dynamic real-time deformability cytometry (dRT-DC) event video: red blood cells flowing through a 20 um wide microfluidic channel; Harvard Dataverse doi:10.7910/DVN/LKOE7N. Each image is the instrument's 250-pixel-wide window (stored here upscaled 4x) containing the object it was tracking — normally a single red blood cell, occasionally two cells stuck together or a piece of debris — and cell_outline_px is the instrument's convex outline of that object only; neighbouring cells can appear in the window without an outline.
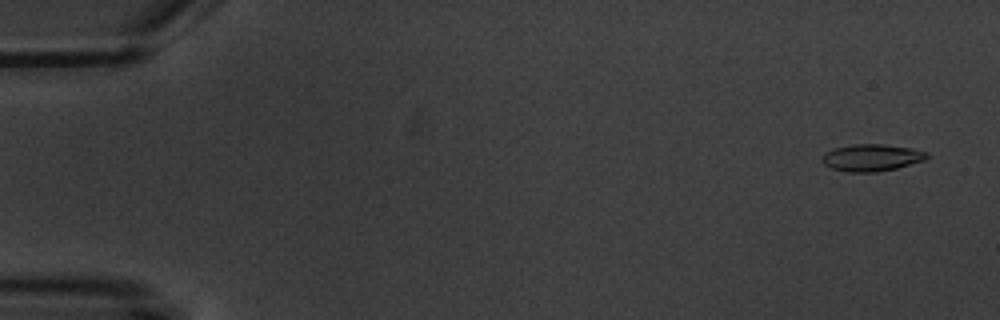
{"species": "common noctule bat (a hibernating species)", "species_latin": "Nyctalus noctula", "temperature_condition": "warm", "stored_images_in_passage": 15, "camera_frame_rate_fps": 3000, "um_per_image_px": 0.085, "animal": {"sex": "male", "body_mass_g": 20.1, "forearm_length_mm": 53.5}, "frame": {"image": 1, "passage_image": 1, "time_ms": 0.0, "image_size_px": [1000, 320], "cell_outline_px": [[928, 156], [924, 160], [896, 168], [876, 172], [848, 172], [832, 168], [824, 164], [820, 160], [820, 156], [824, 152], [832, 148], [852, 144], [884, 144], [912, 148], [928, 152]], "centroid_in_image_um": [74.03, 13.39], "position_along_channel_um": 11.0, "area_um2": 16.65}}
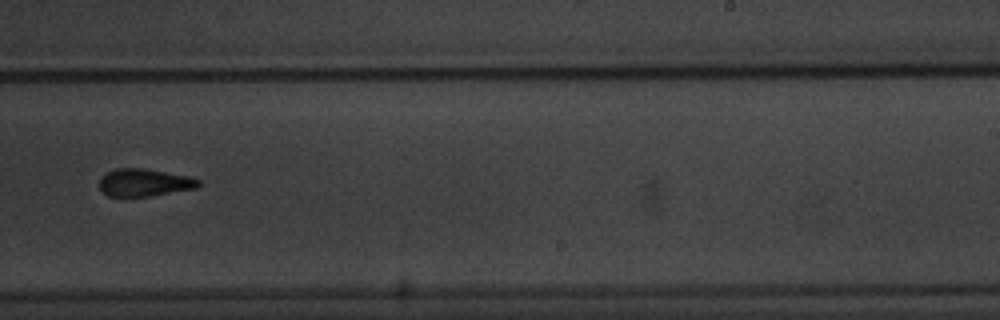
{"frame": {"image": 2, "passage_image": 10, "time_ms": 11.333, "image_size_px": [1000, 320], "cell_outline_px": [[200, 184], [196, 188], [148, 196], [108, 196], [100, 188], [100, 176], [116, 168], [140, 168], [188, 176], [200, 180]], "centroid_in_image_um": [12.24, 15.51], "position_along_channel_um": 276.8, "area_um2": 15.61}}
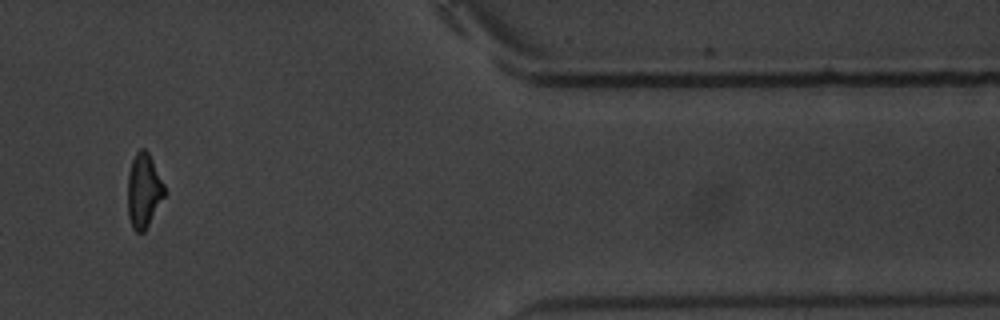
{"frame": {"image": 3, "passage_image": 13, "time_ms": 15.667, "image_size_px": [1000, 320], "cell_outline_px": [[164, 196], [144, 232], [136, 232], [132, 228], [128, 216], [128, 176], [132, 160], [136, 152], [140, 148], [144, 148], [148, 152], [164, 184]], "centroid_in_image_um": [12.2, 16.2], "position_along_channel_um": 399.2, "area_um2": 15.66}, "authors_computed_cell_mechanics": {"area_um2": 16.4152, "velocity_mm_per_s": 3.5545, "shape_relaxation_time_tau1_ms": 2.2341, "shape_relaxation_time_tau2_ms": 1.6977, "deformation_change_tau1": 0.0957, "deformation_change_tau2": 0.0762}}